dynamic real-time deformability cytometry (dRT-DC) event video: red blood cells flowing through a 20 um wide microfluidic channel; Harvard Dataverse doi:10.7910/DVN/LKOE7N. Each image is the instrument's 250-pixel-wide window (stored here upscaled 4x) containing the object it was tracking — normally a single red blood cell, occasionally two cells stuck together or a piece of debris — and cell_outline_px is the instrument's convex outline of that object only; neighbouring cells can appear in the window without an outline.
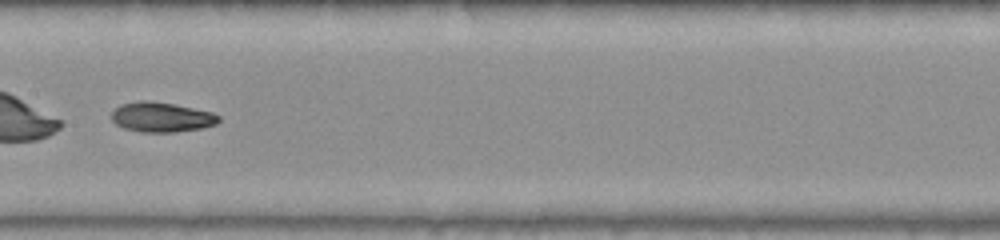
{"species": "common noctule bat (a hibernating species)", "species_latin": "Nyctalus noctula", "temperature_condition": "warm", "stored_images_in_passage": 34, "camera_frame_rate_fps": 3000, "um_per_image_px": 0.085, "animal": {"sex": "female", "body_mass_g": 22.0, "forearm_length_mm": 56.7}, "frame": {"image": 1, "passage_image": 10, "time_ms": 3.0, "image_size_px": [1000, 240], "cell_outline_px": [[220, 120], [216, 124], [200, 128], [176, 132], [140, 132], [124, 128], [116, 124], [112, 120], [112, 112], [120, 104], [140, 100], [148, 100], [172, 104], [212, 112], [220, 116]], "centroid_in_image_um": [13.71, 9.95], "position_along_channel_um": 193.7, "area_um2": 18.55}}